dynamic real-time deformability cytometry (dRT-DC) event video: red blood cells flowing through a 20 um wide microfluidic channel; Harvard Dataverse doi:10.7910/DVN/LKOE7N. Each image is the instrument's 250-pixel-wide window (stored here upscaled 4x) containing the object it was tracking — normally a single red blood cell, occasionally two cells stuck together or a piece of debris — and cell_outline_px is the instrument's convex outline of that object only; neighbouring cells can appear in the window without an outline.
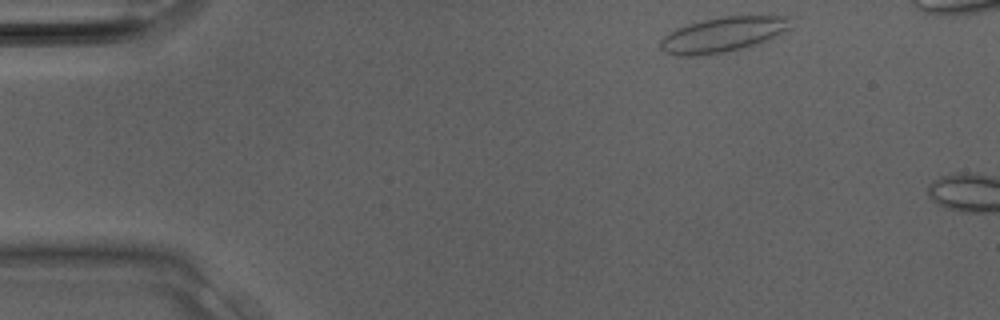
{"species": "Egyptian fruit bat (a non-hibernating species)", "species_latin": "Rousettus aegyptiacus", "temperature_condition": "room temperature", "stored_images_in_passage": 3, "camera_frame_rate_fps": 3000, "um_per_image_px": 0.085, "animal": {"sex": "male"}, "frame": {"image": 1, "passage_image": 1, "time_ms": 0.0, "image_size_px": [1000, 320], "cell_outline_px": [[792, 28], [752, 48], [736, 52], [696, 56], [676, 56], [664, 52], [660, 48], [660, 40], [668, 32], [676, 28], [688, 24], [704, 20], [724, 16], [788, 16]], "centroid_in_image_um": [61.46, 2.98], "position_along_channel_um": 23.5, "area_um2": 27.34}}